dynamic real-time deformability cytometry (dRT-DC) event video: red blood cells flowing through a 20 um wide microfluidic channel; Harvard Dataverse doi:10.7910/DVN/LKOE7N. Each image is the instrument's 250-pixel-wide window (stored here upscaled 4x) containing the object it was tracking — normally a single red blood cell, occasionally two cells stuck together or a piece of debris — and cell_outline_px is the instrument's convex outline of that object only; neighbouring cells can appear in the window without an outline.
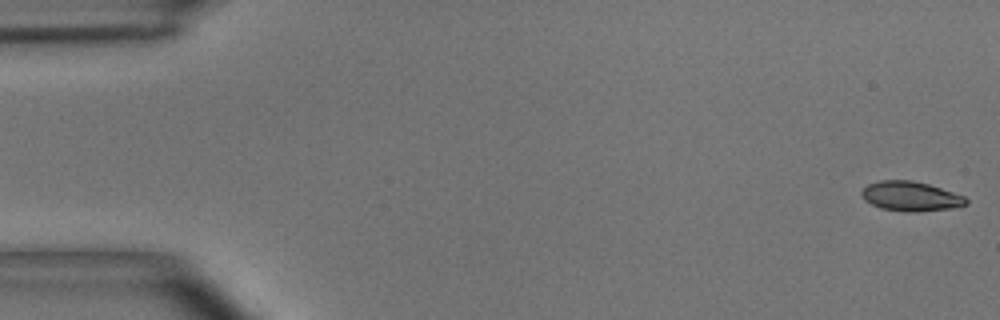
{"species": "common noctule bat (a hibernating species)", "species_latin": "Nyctalus noctula", "temperature_condition": "room temperature", "stored_images_in_passage": 54, "camera_frame_rate_fps": 3000, "um_per_image_px": 0.085, "animal": {"sex": "male", "body_mass_g": 15.6}, "frame": {"image": 1, "passage_image": 1, "time_ms": 0.0, "image_size_px": [1000, 320], "cell_outline_px": [[968, 204], [948, 208], [916, 212], [904, 212], [880, 208], [864, 200], [860, 192], [868, 184], [880, 180], [912, 180], [928, 184], [964, 196], [968, 200]], "centroid_in_image_um": [77.37, 16.68], "position_along_channel_um": 7.6, "area_um2": 17.92}}
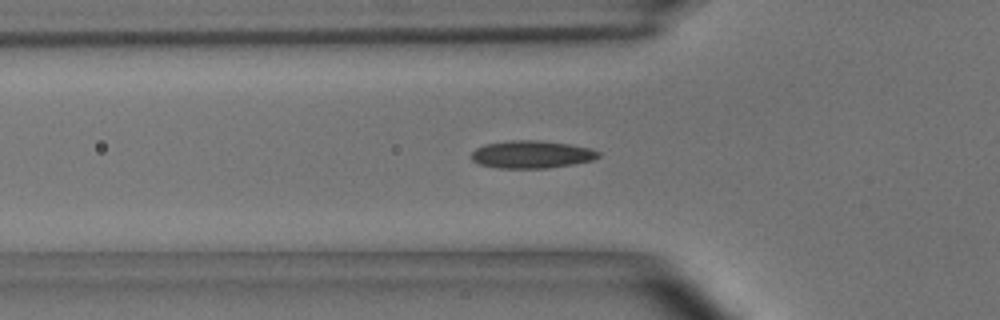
{"frame": {"image": 2, "passage_image": 18, "time_ms": 5.667, "image_size_px": [1000, 320], "cell_outline_px": [[600, 156], [592, 160], [572, 164], [548, 168], [500, 168], [480, 164], [472, 160], [472, 152], [476, 148], [484, 144], [508, 140], [540, 140], [568, 144], [588, 148], [600, 152]], "centroid_in_image_um": [45.16, 13.12], "position_along_channel_um": 80.6, "area_um2": 20.35}}
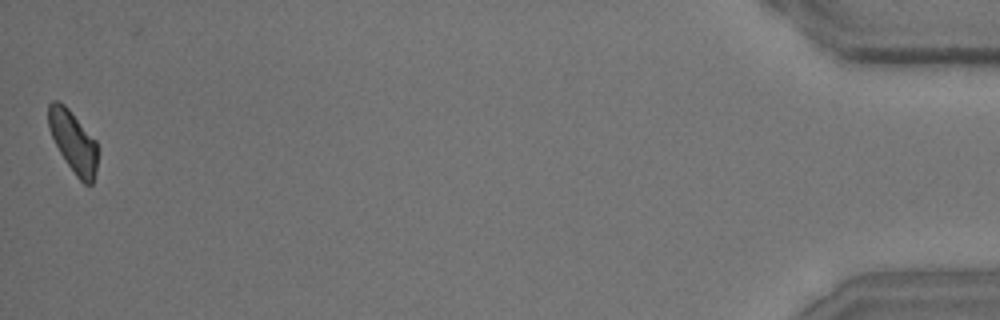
{"frame": {"image": 3, "passage_image": 54, "time_ms": 17.667, "image_size_px": [1000, 320], "cell_outline_px": [[96, 172], [92, 184], [84, 184], [76, 176], [60, 152], [52, 136], [48, 124], [48, 104], [52, 100], [56, 100], [64, 104], [68, 108], [96, 140]], "centroid_in_image_um": [6.22, 12.02], "position_along_channel_um": 429.0, "area_um2": 17.34}, "authors_computed_cell_mechanics": {"area_um2": 18.6116, "velocity_mm_per_s": 3.6736, "shape_relaxation_time_tau1_ms": 7.0096, "shape_relaxation_time_tau2_ms": 4.7334, "deformation_change_tau1": 0.1732, "deformation_change_tau2": 0.0957}}